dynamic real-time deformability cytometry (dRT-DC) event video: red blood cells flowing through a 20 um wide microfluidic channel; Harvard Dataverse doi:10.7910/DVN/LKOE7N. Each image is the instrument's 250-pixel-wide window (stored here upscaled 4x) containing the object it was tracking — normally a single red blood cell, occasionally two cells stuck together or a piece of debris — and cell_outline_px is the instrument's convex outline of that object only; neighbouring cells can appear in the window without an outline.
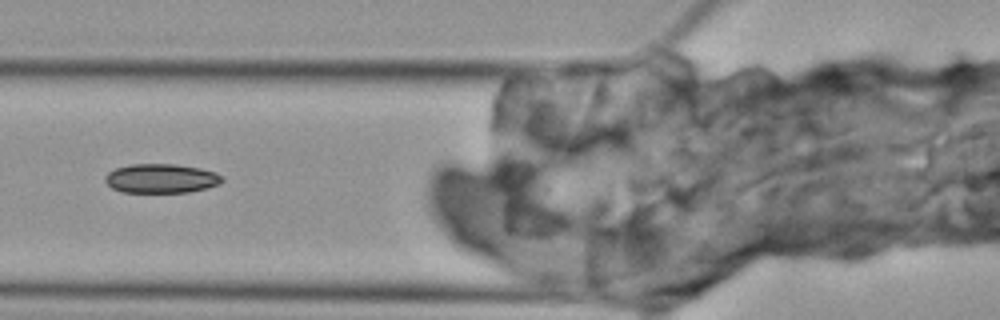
{"species": "Egyptian fruit bat (a non-hibernating species)", "species_latin": "Rousettus aegyptiacus", "temperature_condition": "cold", "stored_images_in_passage": 5, "camera_frame_rate_fps": 3000, "um_per_image_px": 0.085, "animal": {"sex": "female"}, "frame": {"image": 1, "passage_image": 5, "time_ms": 6.0, "image_size_px": [1000, 320], "cell_outline_px": [[224, 180], [220, 184], [208, 188], [188, 192], [124, 192], [112, 188], [104, 180], [104, 176], [108, 172], [116, 168], [128, 164], [176, 164], [200, 168], [216, 172], [224, 176]], "centroid_in_image_um": [13.73, 15.16], "position_along_channel_um": 112.1, "area_um2": 20.11}}